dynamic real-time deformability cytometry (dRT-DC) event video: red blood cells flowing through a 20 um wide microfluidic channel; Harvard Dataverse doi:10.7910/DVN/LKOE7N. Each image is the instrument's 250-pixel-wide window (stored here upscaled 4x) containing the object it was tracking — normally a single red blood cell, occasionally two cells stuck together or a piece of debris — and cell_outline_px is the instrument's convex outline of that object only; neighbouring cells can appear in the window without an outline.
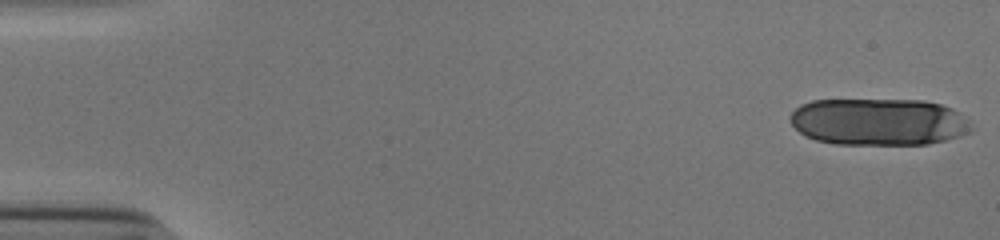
{"species": "human", "species_latin": "Homo sapiens", "temperature_condition": "cold", "stored_images_in_passage": 17, "camera_frame_rate_fps": 3000, "um_per_image_px": 0.085, "donor": {"sex": "male"}, "frame": {"image": 1, "passage_image": 1, "time_ms": 0.0, "image_size_px": [1000, 240], "cell_outline_px": [[972, 132], [960, 136], [928, 144], [836, 144], [816, 140], [804, 136], [788, 120], [788, 116], [800, 104], [812, 100], [924, 100], [940, 104], [952, 108], [964, 116], [968, 120], [972, 128]], "centroid_in_image_um": [74.67, 10.35], "position_along_channel_um": 10.3, "area_um2": 50.0}}